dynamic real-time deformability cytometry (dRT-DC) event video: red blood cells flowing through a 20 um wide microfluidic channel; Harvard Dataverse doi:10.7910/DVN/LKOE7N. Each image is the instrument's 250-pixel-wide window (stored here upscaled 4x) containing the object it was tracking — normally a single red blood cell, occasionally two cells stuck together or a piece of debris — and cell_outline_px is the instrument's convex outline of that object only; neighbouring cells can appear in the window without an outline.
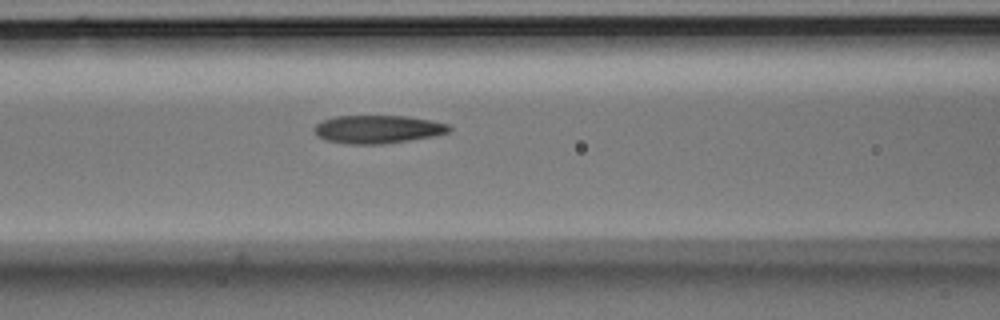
{"species": "Egyptian fruit bat (a non-hibernating species)", "species_latin": "Rousettus aegyptiacus", "temperature_condition": "room temperature", "stored_images_in_passage": 7, "camera_frame_rate_fps": 3000, "um_per_image_px": 0.085, "animal": {"sex": "male"}, "frame": {"image": 1, "passage_image": 7, "time_ms": 2.0, "image_size_px": [1000, 320], "cell_outline_px": [[452, 128], [448, 132], [432, 136], [384, 144], [348, 144], [324, 140], [316, 136], [312, 128], [316, 124], [324, 120], [336, 116], [408, 116], [432, 120], [448, 124]], "centroid_in_image_um": [32.07, 10.99], "position_along_channel_um": 134.5, "area_um2": 22.2}}